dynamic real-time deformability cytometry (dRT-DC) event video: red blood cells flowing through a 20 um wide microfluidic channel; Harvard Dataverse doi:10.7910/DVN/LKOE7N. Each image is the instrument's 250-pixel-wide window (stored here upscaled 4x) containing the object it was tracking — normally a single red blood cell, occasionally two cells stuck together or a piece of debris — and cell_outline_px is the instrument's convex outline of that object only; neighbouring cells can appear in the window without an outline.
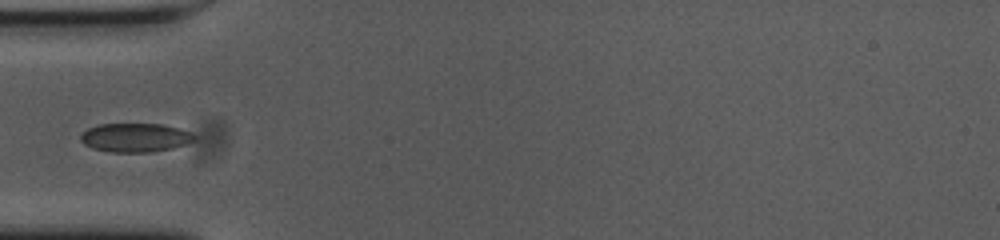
{"species": "common noctule bat (a hibernating species)", "species_latin": "Nyctalus noctula", "temperature_condition": "cold", "stored_images_in_passage": 39, "camera_frame_rate_fps": 3000, "um_per_image_px": 0.085, "animal": {"sex": "female", "body_mass_g": 23.0, "forearm_length_mm": 53.4}, "frame": {"image": 1, "passage_image": 1, "time_ms": 0.0, "image_size_px": [1000, 240], "cell_outline_px": [[196, 140], [172, 148], [152, 152], [108, 152], [92, 148], [84, 144], [80, 140], [80, 136], [88, 128], [100, 124], [164, 124], [180, 128], [192, 132], [196, 136]], "centroid_in_image_um": [11.52, 11.69], "position_along_channel_um": 73.5, "area_um2": 19.25}}
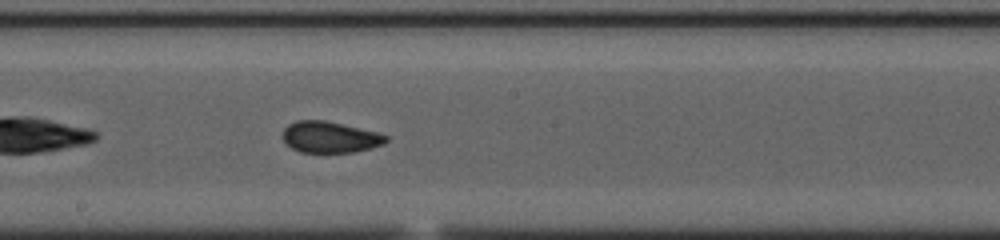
{"frame": {"image": 2, "passage_image": 13, "time_ms": 4.0, "image_size_px": [1000, 240], "cell_outline_px": [[388, 140], [384, 144], [352, 152], [300, 152], [284, 144], [280, 136], [284, 128], [288, 124], [296, 120], [324, 120], [380, 132], [388, 136]], "centroid_in_image_um": [28.0, 11.64], "position_along_channel_um": 220.2, "area_um2": 19.07}}
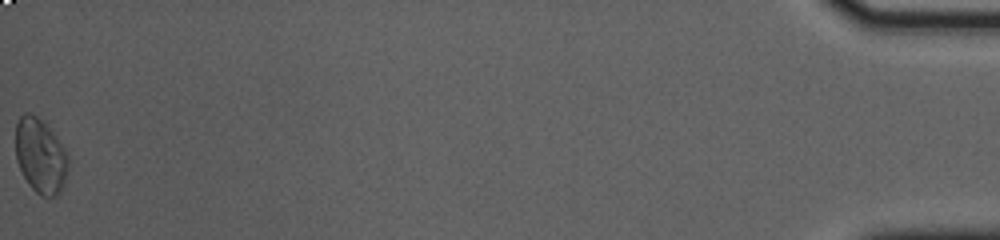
{"frame": {"image": 3, "passage_image": 39, "time_ms": 12.667, "image_size_px": [1000, 240], "cell_outline_px": [[68, 168], [64, 184], [60, 192], [56, 196], [40, 196], [28, 184], [16, 160], [16, 124], [20, 116], [24, 112], [28, 112], [36, 116], [56, 136], [64, 148], [68, 156]], "centroid_in_image_um": [3.44, 13.26], "position_along_channel_um": 431.8, "area_um2": 22.77}}